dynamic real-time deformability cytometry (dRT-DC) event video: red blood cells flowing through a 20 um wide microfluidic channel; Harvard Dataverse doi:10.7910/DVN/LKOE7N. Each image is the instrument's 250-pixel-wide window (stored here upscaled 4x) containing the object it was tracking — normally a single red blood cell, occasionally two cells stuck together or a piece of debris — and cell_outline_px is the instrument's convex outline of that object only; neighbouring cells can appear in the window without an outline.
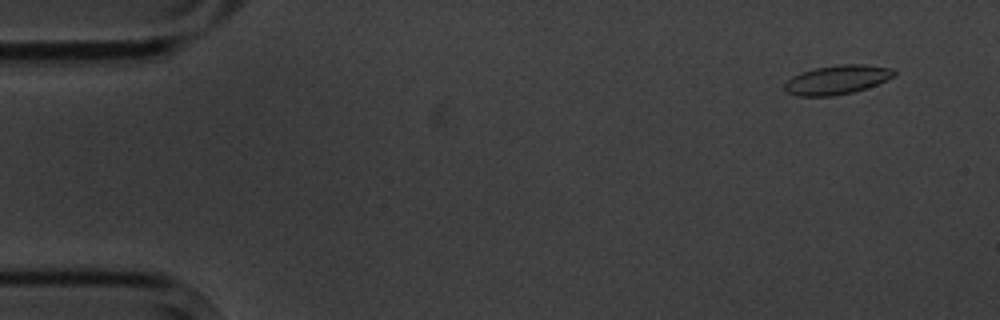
{"species": "common noctule bat (a hibernating species)", "species_latin": "Nyctalus noctula", "temperature_condition": "cold", "stored_images_in_passage": 7, "camera_frame_rate_fps": 3000, "um_per_image_px": 0.085, "animal": {"sex": "male", "body_mass_g": 20.1, "forearm_length_mm": 53.5}, "frame": {"image": 1, "passage_image": 1, "time_ms": 0.0, "image_size_px": [1000, 320], "cell_outline_px": [[896, 76], [876, 84], [852, 92], [832, 96], [796, 96], [788, 92], [784, 88], [784, 84], [792, 76], [800, 72], [816, 68], [840, 64], [864, 64], [892, 68], [896, 72]], "centroid_in_image_um": [71.15, 6.77], "position_along_channel_um": 13.9, "area_um2": 18.5}}
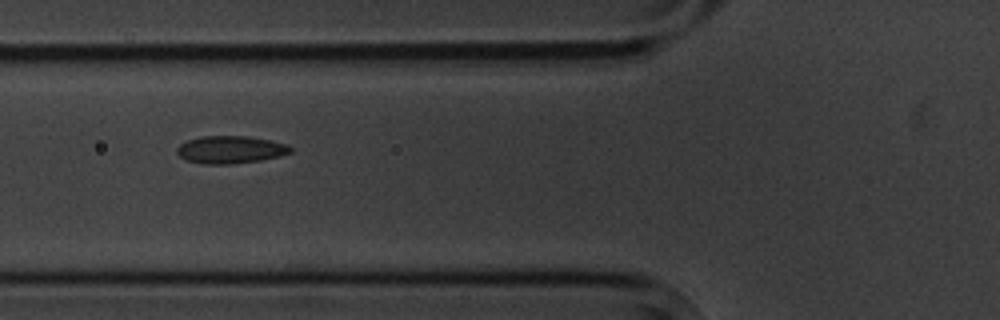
{"frame": {"image": 2, "passage_image": 6, "time_ms": 5.667, "image_size_px": [1000, 320], "cell_outline_px": [[292, 152], [280, 156], [260, 160], [232, 164], [204, 164], [184, 160], [176, 152], [176, 148], [180, 144], [188, 140], [200, 136], [248, 136], [288, 144], [292, 148]], "centroid_in_image_um": [19.57, 12.72], "position_along_channel_um": 106.2, "area_um2": 18.32}}
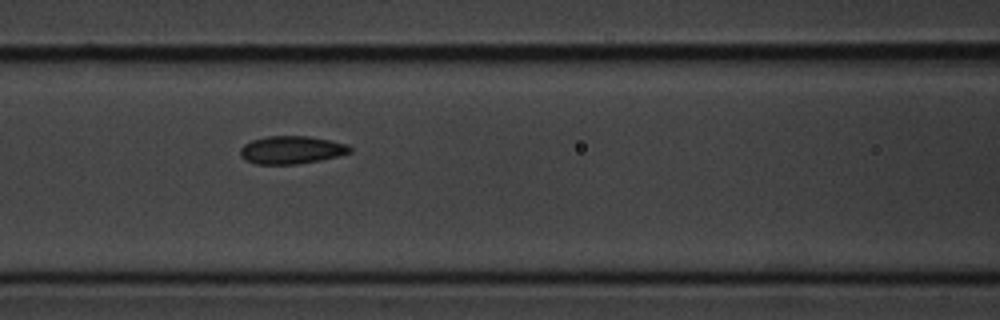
{"frame": {"image": 3, "passage_image": 7, "time_ms": 6.667, "image_size_px": [1000, 320], "cell_outline_px": [[352, 152], [320, 160], [296, 164], [256, 164], [244, 160], [240, 156], [240, 148], [244, 144], [252, 140], [268, 136], [308, 136], [348, 144], [352, 148]], "centroid_in_image_um": [24.75, 12.74], "position_along_channel_um": 141.8, "area_um2": 17.8}}